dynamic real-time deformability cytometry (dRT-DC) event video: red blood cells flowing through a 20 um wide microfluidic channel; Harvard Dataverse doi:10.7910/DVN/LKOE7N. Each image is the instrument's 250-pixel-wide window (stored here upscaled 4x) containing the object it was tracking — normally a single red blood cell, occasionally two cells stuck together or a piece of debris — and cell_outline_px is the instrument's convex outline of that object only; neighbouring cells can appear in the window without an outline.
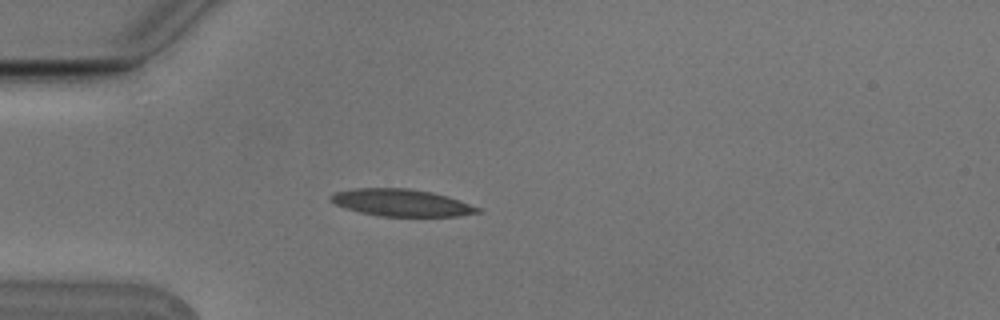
{"species": "Egyptian fruit bat (a non-hibernating species)", "species_latin": "Rousettus aegyptiacus", "temperature_condition": "cold", "stored_images_in_passage": 5, "camera_frame_rate_fps": 3000, "um_per_image_px": 0.085, "animal": {"sex": "male"}, "frame": {"image": 1, "passage_image": 4, "time_ms": 1.0, "image_size_px": [1000, 320], "cell_outline_px": [[480, 212], [456, 216], [380, 216], [360, 212], [344, 208], [328, 200], [328, 196], [336, 192], [352, 188], [408, 188], [448, 196], [460, 200], [480, 208]], "centroid_in_image_um": [34.07, 17.22], "position_along_channel_um": 50.9, "area_um2": 23.12}}